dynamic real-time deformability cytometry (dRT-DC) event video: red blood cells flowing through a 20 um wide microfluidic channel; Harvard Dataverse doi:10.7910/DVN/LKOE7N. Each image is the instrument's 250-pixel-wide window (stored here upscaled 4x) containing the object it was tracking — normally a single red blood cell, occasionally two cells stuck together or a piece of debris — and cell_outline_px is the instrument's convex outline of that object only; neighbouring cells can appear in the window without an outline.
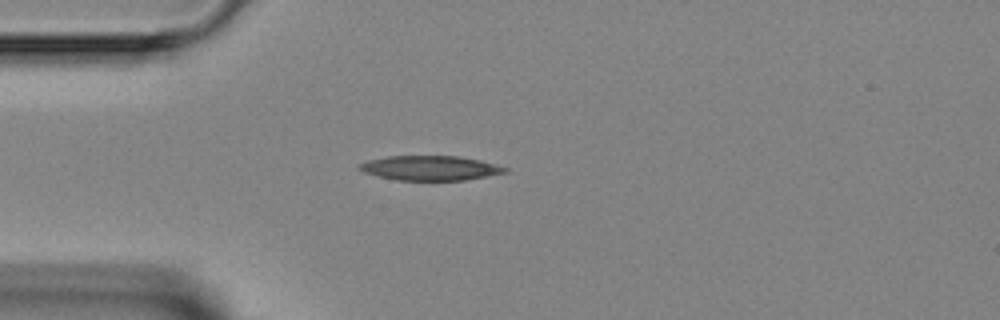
{"species": "Egyptian fruit bat (a non-hibernating species)", "species_latin": "Rousettus aegyptiacus", "temperature_condition": "room temperature", "stored_images_in_passage": 1, "camera_frame_rate_fps": 3000, "um_per_image_px": 0.085, "animal": {"sex": "female"}, "frame": {"image": 1, "passage_image": 1, "time_ms": 0.0, "image_size_px": [1000, 320], "cell_outline_px": [[508, 172], [488, 176], [464, 180], [396, 180], [364, 172], [360, 168], [360, 164], [368, 160], [388, 156], [460, 156], [480, 160], [508, 168]], "centroid_in_image_um": [36.61, 14.28], "position_along_channel_um": 48.4, "area_um2": 20.69}}